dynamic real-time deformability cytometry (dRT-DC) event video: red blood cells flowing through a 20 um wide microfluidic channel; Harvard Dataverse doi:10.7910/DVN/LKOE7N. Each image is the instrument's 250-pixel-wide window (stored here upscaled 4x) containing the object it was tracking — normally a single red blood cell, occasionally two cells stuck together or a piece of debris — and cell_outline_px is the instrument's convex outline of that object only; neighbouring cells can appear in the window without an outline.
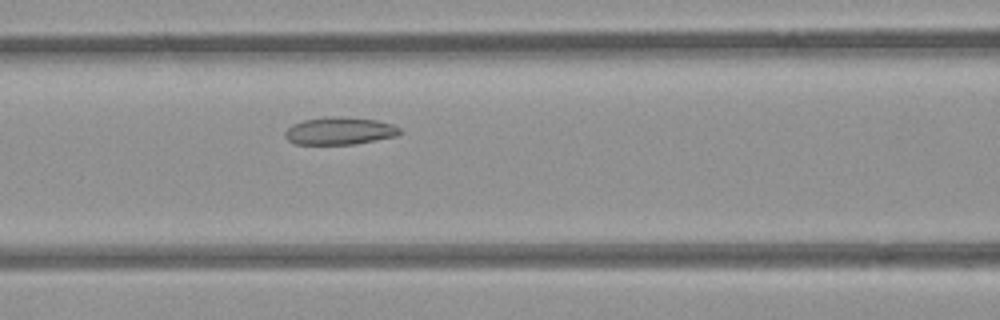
{"species": "common noctule bat (a hibernating species)", "species_latin": "Nyctalus noctula", "temperature_condition": "room temperature", "stored_images_in_passage": 37, "camera_frame_rate_fps": 3000, "um_per_image_px": 0.085, "animal": {"sex": "female", "body_mass_g": 21.9}, "frame": {"image": 1, "passage_image": 11, "time_ms": 3.333, "image_size_px": [1000, 320], "cell_outline_px": [[404, 132], [396, 136], [376, 140], [352, 144], [296, 144], [288, 140], [284, 136], [284, 132], [292, 124], [304, 120], [324, 116], [336, 116], [376, 120], [392, 124], [400, 128]], "centroid_in_image_um": [28.86, 11.12], "position_along_channel_um": 137.7, "area_um2": 18.44}}
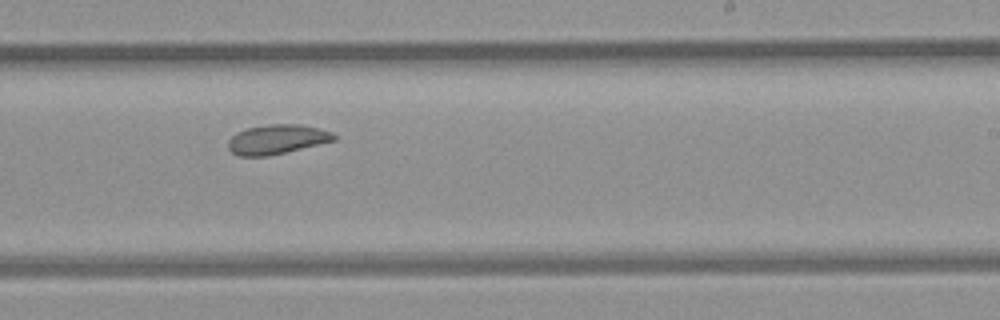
{"frame": {"image": 2, "passage_image": 21, "time_ms": 6.667, "image_size_px": [1000, 320], "cell_outline_px": [[336, 140], [268, 156], [240, 156], [232, 152], [228, 148], [228, 140], [236, 132], [248, 128], [268, 124], [300, 124], [320, 128], [332, 132], [336, 136]], "centroid_in_image_um": [23.54, 11.83], "position_along_channel_um": 265.5, "area_um2": 18.15}}
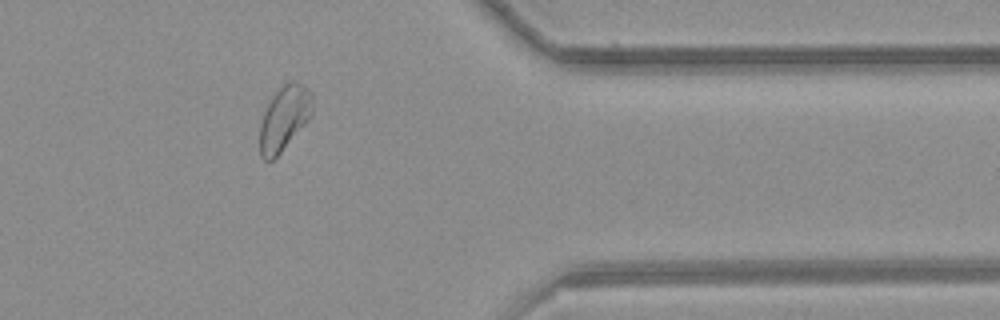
{"frame": {"image": 3, "passage_image": 32, "time_ms": 10.333, "image_size_px": [1000, 320], "cell_outline_px": [[312, 116], [280, 152], [272, 160], [264, 160], [260, 156], [260, 124], [264, 112], [272, 96], [284, 84], [292, 80], [296, 80], [304, 84], [312, 92]], "centroid_in_image_um": [24.18, 10.01], "position_along_channel_um": 387.2, "area_um2": 19.71}, "authors_computed_cell_mechanics": {"area_um2": 19.0162, "velocity_mm_per_s": 3.8365, "shape_relaxation_time_tau1_ms": null, "shape_relaxation_time_tau2_ms": 3.4158, "deformation_change_tau1": null, "deformation_change_tau2": 0.0723}}